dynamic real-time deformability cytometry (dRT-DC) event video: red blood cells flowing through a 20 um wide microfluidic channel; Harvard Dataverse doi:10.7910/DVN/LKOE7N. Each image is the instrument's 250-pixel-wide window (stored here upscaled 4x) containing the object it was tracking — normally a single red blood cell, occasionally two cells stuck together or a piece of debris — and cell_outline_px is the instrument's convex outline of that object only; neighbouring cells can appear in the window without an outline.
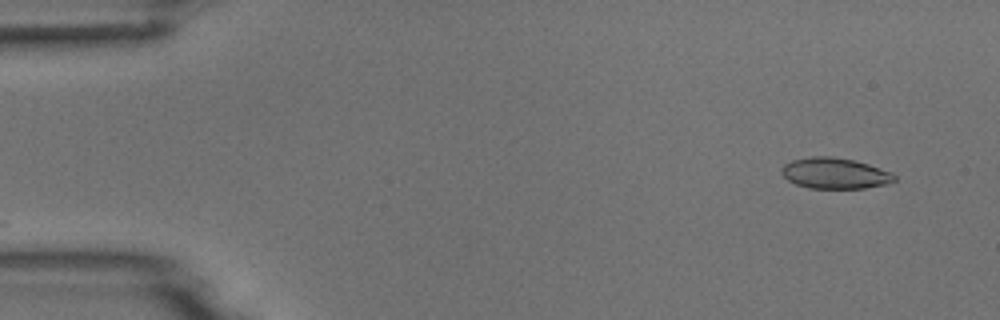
{"species": "common noctule bat (a hibernating species)", "species_latin": "Nyctalus noctula", "temperature_condition": "room temperature", "stored_images_in_passage": 5, "camera_frame_rate_fps": 3000, "um_per_image_px": 0.085, "animal": {"sex": "male", "body_mass_g": 18.8}, "frame": {"image": 1, "passage_image": 2, "time_ms": 1.0, "image_size_px": [1000, 320], "cell_outline_px": [[896, 180], [884, 184], [864, 188], [808, 188], [796, 184], [788, 180], [780, 172], [780, 168], [784, 164], [792, 160], [812, 156], [832, 156], [852, 160], [868, 164], [892, 172], [896, 176]], "centroid_in_image_um": [70.93, 14.72], "position_along_channel_um": 14.1, "area_um2": 20.29}}
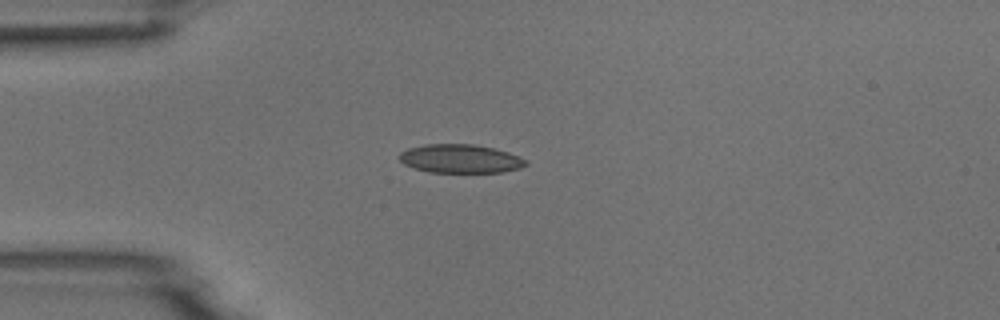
{"frame": {"image": 2, "passage_image": 5, "time_ms": 4.333, "image_size_px": [1000, 320], "cell_outline_px": [[528, 164], [520, 168], [500, 172], [428, 172], [412, 168], [404, 164], [400, 160], [400, 152], [408, 148], [424, 144], [472, 144], [492, 148], [508, 152], [528, 160]], "centroid_in_image_um": [39.11, 13.49], "position_along_channel_um": 45.9, "area_um2": 21.1}}